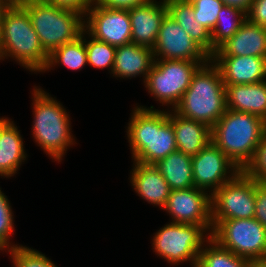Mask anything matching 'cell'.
<instances>
[{
	"instance_id": "7",
	"label": "cell",
	"mask_w": 266,
	"mask_h": 267,
	"mask_svg": "<svg viewBox=\"0 0 266 267\" xmlns=\"http://www.w3.org/2000/svg\"><path fill=\"white\" fill-rule=\"evenodd\" d=\"M211 238V234L196 224L170 222L161 227L153 236L152 249L170 265L184 262L197 267L200 251Z\"/></svg>"
},
{
	"instance_id": "21",
	"label": "cell",
	"mask_w": 266,
	"mask_h": 267,
	"mask_svg": "<svg viewBox=\"0 0 266 267\" xmlns=\"http://www.w3.org/2000/svg\"><path fill=\"white\" fill-rule=\"evenodd\" d=\"M227 109L254 114L266 121V86L254 84L225 85Z\"/></svg>"
},
{
	"instance_id": "31",
	"label": "cell",
	"mask_w": 266,
	"mask_h": 267,
	"mask_svg": "<svg viewBox=\"0 0 266 267\" xmlns=\"http://www.w3.org/2000/svg\"><path fill=\"white\" fill-rule=\"evenodd\" d=\"M223 5L222 0H196L192 3L194 18L212 32Z\"/></svg>"
},
{
	"instance_id": "43",
	"label": "cell",
	"mask_w": 266,
	"mask_h": 267,
	"mask_svg": "<svg viewBox=\"0 0 266 267\" xmlns=\"http://www.w3.org/2000/svg\"><path fill=\"white\" fill-rule=\"evenodd\" d=\"M28 1H45V0H28Z\"/></svg>"
},
{
	"instance_id": "42",
	"label": "cell",
	"mask_w": 266,
	"mask_h": 267,
	"mask_svg": "<svg viewBox=\"0 0 266 267\" xmlns=\"http://www.w3.org/2000/svg\"><path fill=\"white\" fill-rule=\"evenodd\" d=\"M183 1H185V2H187V3H193L194 1H196V0H183Z\"/></svg>"
},
{
	"instance_id": "9",
	"label": "cell",
	"mask_w": 266,
	"mask_h": 267,
	"mask_svg": "<svg viewBox=\"0 0 266 267\" xmlns=\"http://www.w3.org/2000/svg\"><path fill=\"white\" fill-rule=\"evenodd\" d=\"M256 180L240 171L211 194L213 229L222 220L247 219L255 216Z\"/></svg>"
},
{
	"instance_id": "41",
	"label": "cell",
	"mask_w": 266,
	"mask_h": 267,
	"mask_svg": "<svg viewBox=\"0 0 266 267\" xmlns=\"http://www.w3.org/2000/svg\"><path fill=\"white\" fill-rule=\"evenodd\" d=\"M10 118L0 117V131L10 121Z\"/></svg>"
},
{
	"instance_id": "15",
	"label": "cell",
	"mask_w": 266,
	"mask_h": 267,
	"mask_svg": "<svg viewBox=\"0 0 266 267\" xmlns=\"http://www.w3.org/2000/svg\"><path fill=\"white\" fill-rule=\"evenodd\" d=\"M225 85L254 84L266 77V58L255 56H211Z\"/></svg>"
},
{
	"instance_id": "13",
	"label": "cell",
	"mask_w": 266,
	"mask_h": 267,
	"mask_svg": "<svg viewBox=\"0 0 266 267\" xmlns=\"http://www.w3.org/2000/svg\"><path fill=\"white\" fill-rule=\"evenodd\" d=\"M84 30L94 39L119 47L132 42L129 10L91 5L84 17Z\"/></svg>"
},
{
	"instance_id": "37",
	"label": "cell",
	"mask_w": 266,
	"mask_h": 267,
	"mask_svg": "<svg viewBox=\"0 0 266 267\" xmlns=\"http://www.w3.org/2000/svg\"><path fill=\"white\" fill-rule=\"evenodd\" d=\"M222 2L224 5L241 9L247 13L252 0H222Z\"/></svg>"
},
{
	"instance_id": "33",
	"label": "cell",
	"mask_w": 266,
	"mask_h": 267,
	"mask_svg": "<svg viewBox=\"0 0 266 267\" xmlns=\"http://www.w3.org/2000/svg\"><path fill=\"white\" fill-rule=\"evenodd\" d=\"M266 229V184L256 180L255 216Z\"/></svg>"
},
{
	"instance_id": "12",
	"label": "cell",
	"mask_w": 266,
	"mask_h": 267,
	"mask_svg": "<svg viewBox=\"0 0 266 267\" xmlns=\"http://www.w3.org/2000/svg\"><path fill=\"white\" fill-rule=\"evenodd\" d=\"M163 210L171 215V222L203 226L212 234L211 194L204 189L171 190Z\"/></svg>"
},
{
	"instance_id": "2",
	"label": "cell",
	"mask_w": 266,
	"mask_h": 267,
	"mask_svg": "<svg viewBox=\"0 0 266 267\" xmlns=\"http://www.w3.org/2000/svg\"><path fill=\"white\" fill-rule=\"evenodd\" d=\"M40 87L34 86L31 93L32 137L46 155L59 163L68 148L75 145L76 138L71 132V118L66 108Z\"/></svg>"
},
{
	"instance_id": "5",
	"label": "cell",
	"mask_w": 266,
	"mask_h": 267,
	"mask_svg": "<svg viewBox=\"0 0 266 267\" xmlns=\"http://www.w3.org/2000/svg\"><path fill=\"white\" fill-rule=\"evenodd\" d=\"M266 133V121L254 114L227 109L211 127L212 142L243 171Z\"/></svg>"
},
{
	"instance_id": "19",
	"label": "cell",
	"mask_w": 266,
	"mask_h": 267,
	"mask_svg": "<svg viewBox=\"0 0 266 267\" xmlns=\"http://www.w3.org/2000/svg\"><path fill=\"white\" fill-rule=\"evenodd\" d=\"M152 48L129 43L116 47L113 77L131 79L142 77L143 83L154 64Z\"/></svg>"
},
{
	"instance_id": "24",
	"label": "cell",
	"mask_w": 266,
	"mask_h": 267,
	"mask_svg": "<svg viewBox=\"0 0 266 267\" xmlns=\"http://www.w3.org/2000/svg\"><path fill=\"white\" fill-rule=\"evenodd\" d=\"M155 166L163 175L171 190L194 187L191 156L176 150L158 161Z\"/></svg>"
},
{
	"instance_id": "8",
	"label": "cell",
	"mask_w": 266,
	"mask_h": 267,
	"mask_svg": "<svg viewBox=\"0 0 266 267\" xmlns=\"http://www.w3.org/2000/svg\"><path fill=\"white\" fill-rule=\"evenodd\" d=\"M205 63L186 60H155L144 86L162 106L173 110L188 89L193 74Z\"/></svg>"
},
{
	"instance_id": "35",
	"label": "cell",
	"mask_w": 266,
	"mask_h": 267,
	"mask_svg": "<svg viewBox=\"0 0 266 267\" xmlns=\"http://www.w3.org/2000/svg\"><path fill=\"white\" fill-rule=\"evenodd\" d=\"M58 8L68 9L82 14L84 17L94 0H45Z\"/></svg>"
},
{
	"instance_id": "20",
	"label": "cell",
	"mask_w": 266,
	"mask_h": 267,
	"mask_svg": "<svg viewBox=\"0 0 266 267\" xmlns=\"http://www.w3.org/2000/svg\"><path fill=\"white\" fill-rule=\"evenodd\" d=\"M168 117L175 132L177 148L189 156H195L212 141L211 127L200 121L182 117L168 110Z\"/></svg>"
},
{
	"instance_id": "25",
	"label": "cell",
	"mask_w": 266,
	"mask_h": 267,
	"mask_svg": "<svg viewBox=\"0 0 266 267\" xmlns=\"http://www.w3.org/2000/svg\"><path fill=\"white\" fill-rule=\"evenodd\" d=\"M57 65H63L72 71L81 70L88 65L85 30L77 39L60 46L49 55L48 64L44 72L53 69Z\"/></svg>"
},
{
	"instance_id": "17",
	"label": "cell",
	"mask_w": 266,
	"mask_h": 267,
	"mask_svg": "<svg viewBox=\"0 0 266 267\" xmlns=\"http://www.w3.org/2000/svg\"><path fill=\"white\" fill-rule=\"evenodd\" d=\"M132 162L133 168L130 171L132 189L149 204L163 209L171 192L169 184L154 164Z\"/></svg>"
},
{
	"instance_id": "1",
	"label": "cell",
	"mask_w": 266,
	"mask_h": 267,
	"mask_svg": "<svg viewBox=\"0 0 266 267\" xmlns=\"http://www.w3.org/2000/svg\"><path fill=\"white\" fill-rule=\"evenodd\" d=\"M145 106L133 107L126 129L132 160L156 164L178 150L172 122L167 109Z\"/></svg>"
},
{
	"instance_id": "3",
	"label": "cell",
	"mask_w": 266,
	"mask_h": 267,
	"mask_svg": "<svg viewBox=\"0 0 266 267\" xmlns=\"http://www.w3.org/2000/svg\"><path fill=\"white\" fill-rule=\"evenodd\" d=\"M9 57L32 73H43L48 64L49 55L23 6H8L2 17L0 60Z\"/></svg>"
},
{
	"instance_id": "22",
	"label": "cell",
	"mask_w": 266,
	"mask_h": 267,
	"mask_svg": "<svg viewBox=\"0 0 266 267\" xmlns=\"http://www.w3.org/2000/svg\"><path fill=\"white\" fill-rule=\"evenodd\" d=\"M24 140L14 121H10L0 131V177L11 178L19 171L27 159Z\"/></svg>"
},
{
	"instance_id": "23",
	"label": "cell",
	"mask_w": 266,
	"mask_h": 267,
	"mask_svg": "<svg viewBox=\"0 0 266 267\" xmlns=\"http://www.w3.org/2000/svg\"><path fill=\"white\" fill-rule=\"evenodd\" d=\"M167 13L189 34V36L211 57V32L194 18L191 3L183 0H166Z\"/></svg>"
},
{
	"instance_id": "26",
	"label": "cell",
	"mask_w": 266,
	"mask_h": 267,
	"mask_svg": "<svg viewBox=\"0 0 266 267\" xmlns=\"http://www.w3.org/2000/svg\"><path fill=\"white\" fill-rule=\"evenodd\" d=\"M246 19V13L241 9L222 6L218 13L217 23L211 32L212 55L239 30Z\"/></svg>"
},
{
	"instance_id": "30",
	"label": "cell",
	"mask_w": 266,
	"mask_h": 267,
	"mask_svg": "<svg viewBox=\"0 0 266 267\" xmlns=\"http://www.w3.org/2000/svg\"><path fill=\"white\" fill-rule=\"evenodd\" d=\"M8 252L15 267H57L45 254L30 247L20 246Z\"/></svg>"
},
{
	"instance_id": "38",
	"label": "cell",
	"mask_w": 266,
	"mask_h": 267,
	"mask_svg": "<svg viewBox=\"0 0 266 267\" xmlns=\"http://www.w3.org/2000/svg\"><path fill=\"white\" fill-rule=\"evenodd\" d=\"M0 2L5 3L8 6H23L28 3V0H0Z\"/></svg>"
},
{
	"instance_id": "34",
	"label": "cell",
	"mask_w": 266,
	"mask_h": 267,
	"mask_svg": "<svg viewBox=\"0 0 266 267\" xmlns=\"http://www.w3.org/2000/svg\"><path fill=\"white\" fill-rule=\"evenodd\" d=\"M246 17L249 22L266 28V0H252Z\"/></svg>"
},
{
	"instance_id": "14",
	"label": "cell",
	"mask_w": 266,
	"mask_h": 267,
	"mask_svg": "<svg viewBox=\"0 0 266 267\" xmlns=\"http://www.w3.org/2000/svg\"><path fill=\"white\" fill-rule=\"evenodd\" d=\"M194 187L210 194L232 180L240 170L212 141L192 156Z\"/></svg>"
},
{
	"instance_id": "27",
	"label": "cell",
	"mask_w": 266,
	"mask_h": 267,
	"mask_svg": "<svg viewBox=\"0 0 266 267\" xmlns=\"http://www.w3.org/2000/svg\"><path fill=\"white\" fill-rule=\"evenodd\" d=\"M248 259L235 255L210 238L199 254L197 267H247Z\"/></svg>"
},
{
	"instance_id": "6",
	"label": "cell",
	"mask_w": 266,
	"mask_h": 267,
	"mask_svg": "<svg viewBox=\"0 0 266 267\" xmlns=\"http://www.w3.org/2000/svg\"><path fill=\"white\" fill-rule=\"evenodd\" d=\"M23 7L28 12L40 44L48 55L77 39L84 31V16L78 12L58 8L46 1H29Z\"/></svg>"
},
{
	"instance_id": "28",
	"label": "cell",
	"mask_w": 266,
	"mask_h": 267,
	"mask_svg": "<svg viewBox=\"0 0 266 267\" xmlns=\"http://www.w3.org/2000/svg\"><path fill=\"white\" fill-rule=\"evenodd\" d=\"M88 35V36H87ZM89 40H87L88 38ZM85 47L87 63L97 69H108L110 75L115 61L116 47L94 39L85 31Z\"/></svg>"
},
{
	"instance_id": "29",
	"label": "cell",
	"mask_w": 266,
	"mask_h": 267,
	"mask_svg": "<svg viewBox=\"0 0 266 267\" xmlns=\"http://www.w3.org/2000/svg\"><path fill=\"white\" fill-rule=\"evenodd\" d=\"M12 210L10 201L0 188V251L3 252L23 246L19 244L16 245L10 241L11 235L14 234L15 229Z\"/></svg>"
},
{
	"instance_id": "11",
	"label": "cell",
	"mask_w": 266,
	"mask_h": 267,
	"mask_svg": "<svg viewBox=\"0 0 266 267\" xmlns=\"http://www.w3.org/2000/svg\"><path fill=\"white\" fill-rule=\"evenodd\" d=\"M155 60H186L207 63L210 56L168 13L162 20L152 48Z\"/></svg>"
},
{
	"instance_id": "18",
	"label": "cell",
	"mask_w": 266,
	"mask_h": 267,
	"mask_svg": "<svg viewBox=\"0 0 266 267\" xmlns=\"http://www.w3.org/2000/svg\"><path fill=\"white\" fill-rule=\"evenodd\" d=\"M245 55L266 58V28L251 23L247 19L212 56Z\"/></svg>"
},
{
	"instance_id": "32",
	"label": "cell",
	"mask_w": 266,
	"mask_h": 267,
	"mask_svg": "<svg viewBox=\"0 0 266 267\" xmlns=\"http://www.w3.org/2000/svg\"><path fill=\"white\" fill-rule=\"evenodd\" d=\"M243 172L258 182L266 184V133L257 146L254 157Z\"/></svg>"
},
{
	"instance_id": "40",
	"label": "cell",
	"mask_w": 266,
	"mask_h": 267,
	"mask_svg": "<svg viewBox=\"0 0 266 267\" xmlns=\"http://www.w3.org/2000/svg\"><path fill=\"white\" fill-rule=\"evenodd\" d=\"M8 5L5 3L0 2V34H1V25H2V17L5 13V10L7 9Z\"/></svg>"
},
{
	"instance_id": "4",
	"label": "cell",
	"mask_w": 266,
	"mask_h": 267,
	"mask_svg": "<svg viewBox=\"0 0 266 267\" xmlns=\"http://www.w3.org/2000/svg\"><path fill=\"white\" fill-rule=\"evenodd\" d=\"M182 117L212 127L226 112V87L211 59L193 74L188 89L173 109Z\"/></svg>"
},
{
	"instance_id": "10",
	"label": "cell",
	"mask_w": 266,
	"mask_h": 267,
	"mask_svg": "<svg viewBox=\"0 0 266 267\" xmlns=\"http://www.w3.org/2000/svg\"><path fill=\"white\" fill-rule=\"evenodd\" d=\"M211 238L245 259L266 258V229L255 218L222 220L213 229Z\"/></svg>"
},
{
	"instance_id": "39",
	"label": "cell",
	"mask_w": 266,
	"mask_h": 267,
	"mask_svg": "<svg viewBox=\"0 0 266 267\" xmlns=\"http://www.w3.org/2000/svg\"><path fill=\"white\" fill-rule=\"evenodd\" d=\"M247 267H266V258L249 260Z\"/></svg>"
},
{
	"instance_id": "16",
	"label": "cell",
	"mask_w": 266,
	"mask_h": 267,
	"mask_svg": "<svg viewBox=\"0 0 266 267\" xmlns=\"http://www.w3.org/2000/svg\"><path fill=\"white\" fill-rule=\"evenodd\" d=\"M167 14L166 0H151L129 10L132 43L153 48L163 18Z\"/></svg>"
},
{
	"instance_id": "36",
	"label": "cell",
	"mask_w": 266,
	"mask_h": 267,
	"mask_svg": "<svg viewBox=\"0 0 266 267\" xmlns=\"http://www.w3.org/2000/svg\"><path fill=\"white\" fill-rule=\"evenodd\" d=\"M149 1L151 0H94V3L110 9L130 10Z\"/></svg>"
}]
</instances>
